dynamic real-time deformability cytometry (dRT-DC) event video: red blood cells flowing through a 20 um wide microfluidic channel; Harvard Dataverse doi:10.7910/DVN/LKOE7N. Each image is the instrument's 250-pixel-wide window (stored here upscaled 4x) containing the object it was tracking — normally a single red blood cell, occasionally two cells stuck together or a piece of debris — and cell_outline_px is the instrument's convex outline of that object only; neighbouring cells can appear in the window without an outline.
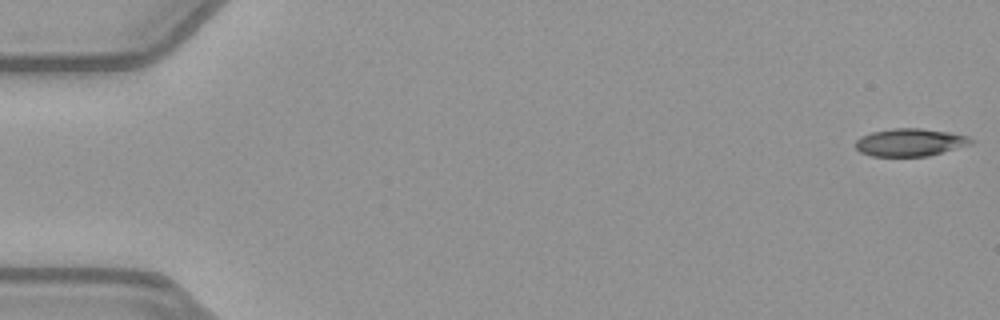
{"species": "common noctule bat (a hibernating species)", "species_latin": "Nyctalus noctula", "temperature_condition": "warm", "stored_images_in_passage": 52, "camera_frame_rate_fps": 3000, "um_per_image_px": 0.085, "animal": {"sex": "female", "body_mass_g": 21.9}, "frame": {"image": 1, "passage_image": 1, "time_ms": 0.0, "image_size_px": [1000, 320], "cell_outline_px": [[976, 140], [972, 144], [928, 156], [872, 156], [860, 152], [856, 148], [856, 140], [860, 136], [872, 132], [892, 128], [920, 128], [948, 132], [968, 136]], "centroid_in_image_um": [77.37, 12.1], "position_along_channel_um": 7.6, "area_um2": 18.67}}
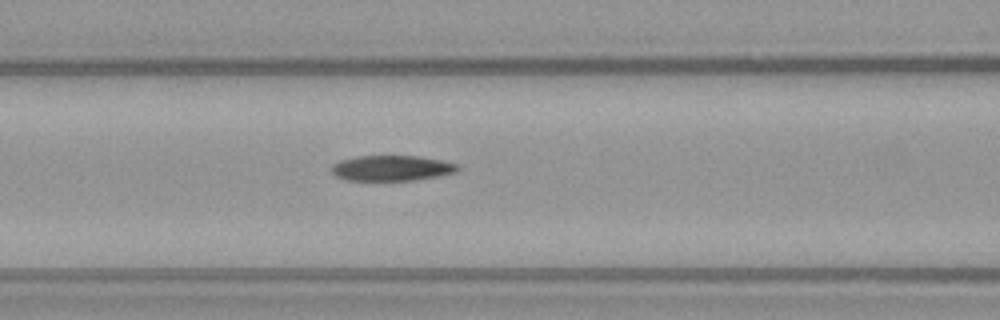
{"frame": {"image": 2, "passage_image": 22, "time_ms": 7.0, "image_size_px": [1000, 320], "cell_outline_px": [[460, 168], [456, 172], [440, 176], [412, 180], [344, 180], [336, 176], [332, 172], [332, 164], [340, 160], [356, 156], [416, 156], [440, 160], [456, 164]], "centroid_in_image_um": [33.27, 14.29], "position_along_channel_um": 133.3, "area_um2": 18.61}}
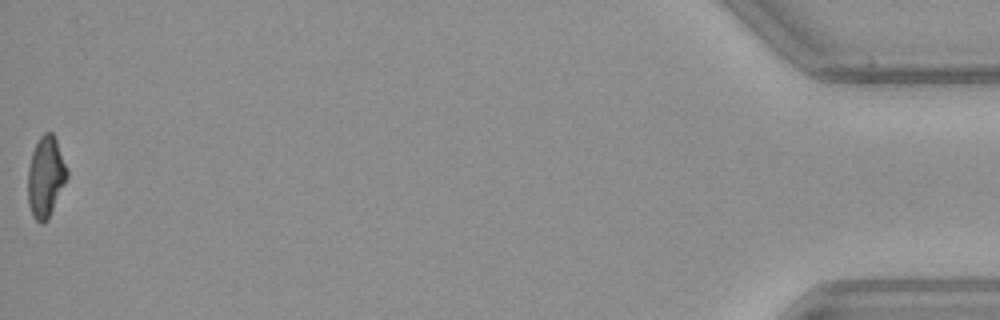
{"frame": {"image": 3, "passage_image": 52, "time_ms": 17.0, "image_size_px": [1000, 320], "cell_outline_px": [[68, 176], [48, 220], [40, 224], [32, 216], [28, 204], [28, 168], [32, 152], [40, 136], [44, 132], [52, 132], [56, 140], [68, 168]], "centroid_in_image_um": [3.88, 15.04], "position_along_channel_um": 431.3, "area_um2": 18.5}}